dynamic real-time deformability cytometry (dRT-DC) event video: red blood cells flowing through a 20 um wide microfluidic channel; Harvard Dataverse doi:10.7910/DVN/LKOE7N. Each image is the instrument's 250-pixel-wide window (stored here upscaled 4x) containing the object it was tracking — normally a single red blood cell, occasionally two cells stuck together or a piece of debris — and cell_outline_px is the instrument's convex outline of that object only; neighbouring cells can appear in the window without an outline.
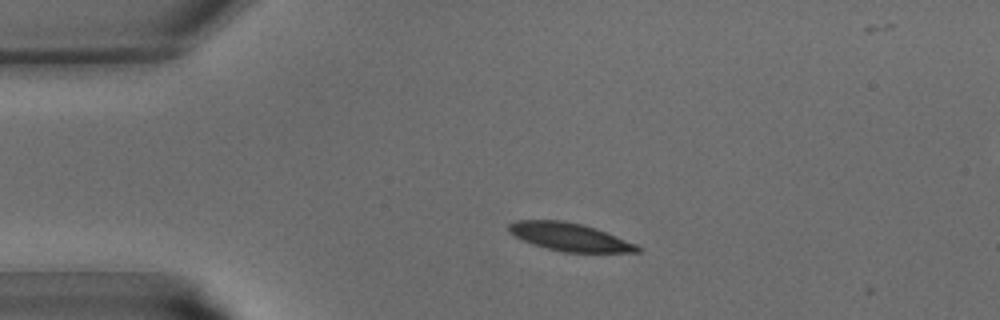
{"species": "common noctule bat (a hibernating species)", "species_latin": "Nyctalus noctula", "temperature_condition": "warm", "stored_images_in_passage": 2, "camera_frame_rate_fps": 3000, "um_per_image_px": 0.085, "animal": {"sex": "male", "body_mass_g": 15.6}, "frame": {"image": 1, "passage_image": 1, "time_ms": 0.0, "image_size_px": [1000, 320], "cell_outline_px": [[644, 248], [640, 252], [564, 252], [548, 248], [524, 240], [508, 232], [508, 224], [516, 220], [564, 220], [596, 228], [636, 244]], "centroid_in_image_um": [48.44, 20.13], "position_along_channel_um": 36.6, "area_um2": 20.75}}